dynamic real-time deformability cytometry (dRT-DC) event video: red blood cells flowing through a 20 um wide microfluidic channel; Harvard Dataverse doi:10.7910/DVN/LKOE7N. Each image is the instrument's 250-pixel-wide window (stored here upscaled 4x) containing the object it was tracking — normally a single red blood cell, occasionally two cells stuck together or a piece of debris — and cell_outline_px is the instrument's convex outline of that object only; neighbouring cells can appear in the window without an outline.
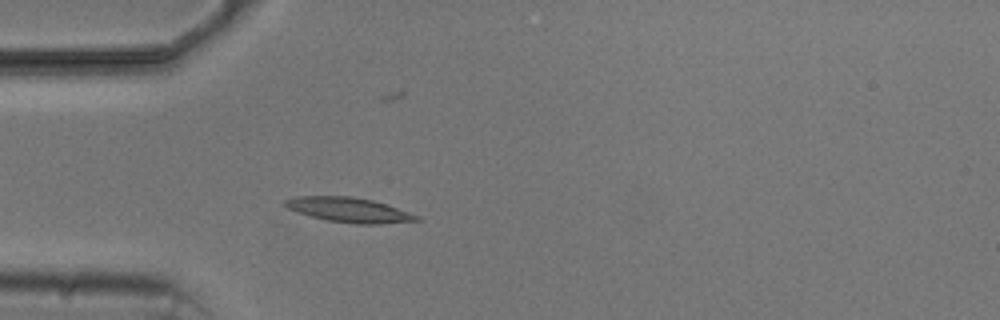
{"species": "common noctule bat (a hibernating species)", "species_latin": "Nyctalus noctula", "temperature_condition": "cold", "stored_images_in_passage": 3, "camera_frame_rate_fps": 3000, "um_per_image_px": 0.085, "animal": {"sex": "male", "body_mass_g": 20.5, "forearm_length_mm": 52.5}, "frame": {"image": 1, "passage_image": 3, "time_ms": 3.0, "image_size_px": [1000, 320], "cell_outline_px": [[420, 220], [380, 224], [356, 224], [328, 220], [296, 212], [288, 208], [284, 204], [284, 200], [296, 196], [352, 196], [372, 200], [420, 216]], "centroid_in_image_um": [29.64, 17.84], "position_along_channel_um": 55.4, "area_um2": 18.73}}